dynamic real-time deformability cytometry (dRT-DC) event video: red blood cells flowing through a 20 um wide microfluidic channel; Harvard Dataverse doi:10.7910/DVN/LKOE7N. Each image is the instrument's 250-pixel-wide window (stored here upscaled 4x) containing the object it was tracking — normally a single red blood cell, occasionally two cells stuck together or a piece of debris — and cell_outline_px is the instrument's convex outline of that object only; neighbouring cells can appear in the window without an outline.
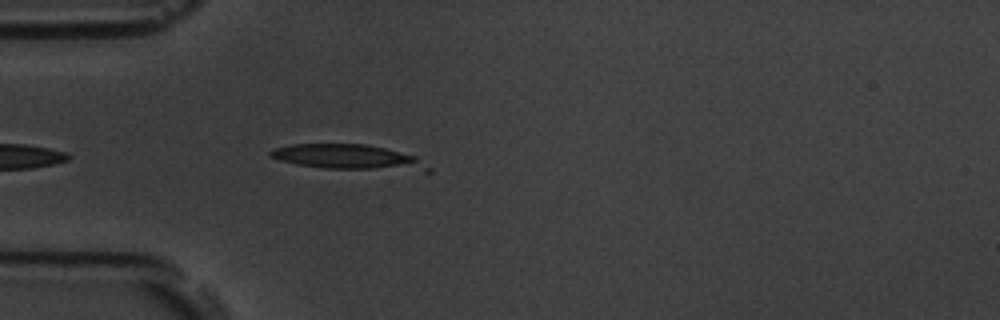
{"species": "common noctule bat (a hibernating species)", "species_latin": "Nyctalus noctula", "temperature_condition": "room temperature", "stored_images_in_passage": 4, "camera_frame_rate_fps": 3000, "um_per_image_px": 0.085, "animal": {"sex": "male", "body_mass_g": 19.5, "forearm_length_mm": 54.6}, "frame": {"image": 1, "passage_image": 4, "time_ms": 3.333, "image_size_px": [1000, 320], "cell_outline_px": [[432, 172], [424, 172], [324, 168], [296, 164], [280, 160], [268, 156], [268, 152], [272, 148], [292, 144], [368, 144], [416, 156], [432, 168]], "centroid_in_image_um": [29.68, 13.38], "position_along_channel_um": 55.3, "area_um2": 23.52}}